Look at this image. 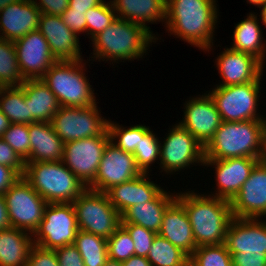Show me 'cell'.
<instances>
[{
    "label": "cell",
    "mask_w": 266,
    "mask_h": 266,
    "mask_svg": "<svg viewBox=\"0 0 266 266\" xmlns=\"http://www.w3.org/2000/svg\"><path fill=\"white\" fill-rule=\"evenodd\" d=\"M38 30L47 40L51 53L57 61L84 59L80 52L79 37L65 25L61 16L42 13Z\"/></svg>",
    "instance_id": "cell-21"
},
{
    "label": "cell",
    "mask_w": 266,
    "mask_h": 266,
    "mask_svg": "<svg viewBox=\"0 0 266 266\" xmlns=\"http://www.w3.org/2000/svg\"><path fill=\"white\" fill-rule=\"evenodd\" d=\"M215 58L221 82L214 86H231L263 81L264 65L254 56L225 48Z\"/></svg>",
    "instance_id": "cell-19"
},
{
    "label": "cell",
    "mask_w": 266,
    "mask_h": 266,
    "mask_svg": "<svg viewBox=\"0 0 266 266\" xmlns=\"http://www.w3.org/2000/svg\"><path fill=\"white\" fill-rule=\"evenodd\" d=\"M10 121L8 117L0 110V138L3 136L4 132L10 126Z\"/></svg>",
    "instance_id": "cell-52"
},
{
    "label": "cell",
    "mask_w": 266,
    "mask_h": 266,
    "mask_svg": "<svg viewBox=\"0 0 266 266\" xmlns=\"http://www.w3.org/2000/svg\"><path fill=\"white\" fill-rule=\"evenodd\" d=\"M230 203L234 218H266V159L255 165Z\"/></svg>",
    "instance_id": "cell-17"
},
{
    "label": "cell",
    "mask_w": 266,
    "mask_h": 266,
    "mask_svg": "<svg viewBox=\"0 0 266 266\" xmlns=\"http://www.w3.org/2000/svg\"><path fill=\"white\" fill-rule=\"evenodd\" d=\"M61 17L65 25L71 29L76 36L79 37L80 34L86 33V13H84V11L71 10L70 7H67Z\"/></svg>",
    "instance_id": "cell-44"
},
{
    "label": "cell",
    "mask_w": 266,
    "mask_h": 266,
    "mask_svg": "<svg viewBox=\"0 0 266 266\" xmlns=\"http://www.w3.org/2000/svg\"><path fill=\"white\" fill-rule=\"evenodd\" d=\"M176 200L185 208L197 247L220 245L232 221L230 201L196 193L195 190L178 192Z\"/></svg>",
    "instance_id": "cell-2"
},
{
    "label": "cell",
    "mask_w": 266,
    "mask_h": 266,
    "mask_svg": "<svg viewBox=\"0 0 266 266\" xmlns=\"http://www.w3.org/2000/svg\"><path fill=\"white\" fill-rule=\"evenodd\" d=\"M142 173L129 181L110 188L106 194L113 207L122 215L128 208L153 200L164 188Z\"/></svg>",
    "instance_id": "cell-23"
},
{
    "label": "cell",
    "mask_w": 266,
    "mask_h": 266,
    "mask_svg": "<svg viewBox=\"0 0 266 266\" xmlns=\"http://www.w3.org/2000/svg\"><path fill=\"white\" fill-rule=\"evenodd\" d=\"M185 102L183 120L178 123L205 147L222 123L220 114L207 92Z\"/></svg>",
    "instance_id": "cell-15"
},
{
    "label": "cell",
    "mask_w": 266,
    "mask_h": 266,
    "mask_svg": "<svg viewBox=\"0 0 266 266\" xmlns=\"http://www.w3.org/2000/svg\"><path fill=\"white\" fill-rule=\"evenodd\" d=\"M150 129L149 126L144 124L123 127L122 124L119 125V123L111 121L110 118L108 119L110 141L118 148L132 154L140 143V139H142Z\"/></svg>",
    "instance_id": "cell-35"
},
{
    "label": "cell",
    "mask_w": 266,
    "mask_h": 266,
    "mask_svg": "<svg viewBox=\"0 0 266 266\" xmlns=\"http://www.w3.org/2000/svg\"><path fill=\"white\" fill-rule=\"evenodd\" d=\"M142 174L132 153L125 152L109 141L103 151L95 180L87 187L106 193L110 188Z\"/></svg>",
    "instance_id": "cell-14"
},
{
    "label": "cell",
    "mask_w": 266,
    "mask_h": 266,
    "mask_svg": "<svg viewBox=\"0 0 266 266\" xmlns=\"http://www.w3.org/2000/svg\"><path fill=\"white\" fill-rule=\"evenodd\" d=\"M79 231L72 203H48L43 219L33 233V243L44 249L55 250L74 244Z\"/></svg>",
    "instance_id": "cell-9"
},
{
    "label": "cell",
    "mask_w": 266,
    "mask_h": 266,
    "mask_svg": "<svg viewBox=\"0 0 266 266\" xmlns=\"http://www.w3.org/2000/svg\"><path fill=\"white\" fill-rule=\"evenodd\" d=\"M158 234L180 248L189 257L197 248L185 208L177 200L166 209Z\"/></svg>",
    "instance_id": "cell-24"
},
{
    "label": "cell",
    "mask_w": 266,
    "mask_h": 266,
    "mask_svg": "<svg viewBox=\"0 0 266 266\" xmlns=\"http://www.w3.org/2000/svg\"><path fill=\"white\" fill-rule=\"evenodd\" d=\"M33 235L10 227L0 230V266H26Z\"/></svg>",
    "instance_id": "cell-30"
},
{
    "label": "cell",
    "mask_w": 266,
    "mask_h": 266,
    "mask_svg": "<svg viewBox=\"0 0 266 266\" xmlns=\"http://www.w3.org/2000/svg\"><path fill=\"white\" fill-rule=\"evenodd\" d=\"M14 45L19 69L25 80L41 79L57 61L39 30L29 32L16 40Z\"/></svg>",
    "instance_id": "cell-16"
},
{
    "label": "cell",
    "mask_w": 266,
    "mask_h": 266,
    "mask_svg": "<svg viewBox=\"0 0 266 266\" xmlns=\"http://www.w3.org/2000/svg\"><path fill=\"white\" fill-rule=\"evenodd\" d=\"M261 11H260V19L263 23L262 25H264V27H266V4L264 6H262L261 8H259Z\"/></svg>",
    "instance_id": "cell-53"
},
{
    "label": "cell",
    "mask_w": 266,
    "mask_h": 266,
    "mask_svg": "<svg viewBox=\"0 0 266 266\" xmlns=\"http://www.w3.org/2000/svg\"><path fill=\"white\" fill-rule=\"evenodd\" d=\"M257 17L254 12H251L247 14V18L234 26L230 48L254 56L265 66L266 41Z\"/></svg>",
    "instance_id": "cell-28"
},
{
    "label": "cell",
    "mask_w": 266,
    "mask_h": 266,
    "mask_svg": "<svg viewBox=\"0 0 266 266\" xmlns=\"http://www.w3.org/2000/svg\"><path fill=\"white\" fill-rule=\"evenodd\" d=\"M117 18L111 0L86 12V34L90 40L106 29ZM90 36V37H89Z\"/></svg>",
    "instance_id": "cell-38"
},
{
    "label": "cell",
    "mask_w": 266,
    "mask_h": 266,
    "mask_svg": "<svg viewBox=\"0 0 266 266\" xmlns=\"http://www.w3.org/2000/svg\"><path fill=\"white\" fill-rule=\"evenodd\" d=\"M217 0H167L164 27L169 35L204 52L214 50L213 41L219 12ZM212 49V50H211Z\"/></svg>",
    "instance_id": "cell-1"
},
{
    "label": "cell",
    "mask_w": 266,
    "mask_h": 266,
    "mask_svg": "<svg viewBox=\"0 0 266 266\" xmlns=\"http://www.w3.org/2000/svg\"><path fill=\"white\" fill-rule=\"evenodd\" d=\"M261 81L231 86H215L206 91L213 100L223 122L266 119L258 112ZM260 93V94H259Z\"/></svg>",
    "instance_id": "cell-7"
},
{
    "label": "cell",
    "mask_w": 266,
    "mask_h": 266,
    "mask_svg": "<svg viewBox=\"0 0 266 266\" xmlns=\"http://www.w3.org/2000/svg\"><path fill=\"white\" fill-rule=\"evenodd\" d=\"M160 142L159 137L151 129L140 139V143L137 145L133 155L137 168L141 173L149 174L152 171L151 166L154 165L153 163L158 161L157 164H159Z\"/></svg>",
    "instance_id": "cell-36"
},
{
    "label": "cell",
    "mask_w": 266,
    "mask_h": 266,
    "mask_svg": "<svg viewBox=\"0 0 266 266\" xmlns=\"http://www.w3.org/2000/svg\"><path fill=\"white\" fill-rule=\"evenodd\" d=\"M266 159V119L223 122L204 147V160Z\"/></svg>",
    "instance_id": "cell-4"
},
{
    "label": "cell",
    "mask_w": 266,
    "mask_h": 266,
    "mask_svg": "<svg viewBox=\"0 0 266 266\" xmlns=\"http://www.w3.org/2000/svg\"><path fill=\"white\" fill-rule=\"evenodd\" d=\"M26 266H59L55 250L33 245L29 252Z\"/></svg>",
    "instance_id": "cell-42"
},
{
    "label": "cell",
    "mask_w": 266,
    "mask_h": 266,
    "mask_svg": "<svg viewBox=\"0 0 266 266\" xmlns=\"http://www.w3.org/2000/svg\"><path fill=\"white\" fill-rule=\"evenodd\" d=\"M42 12L32 0H20L0 11V38L15 42L38 30Z\"/></svg>",
    "instance_id": "cell-22"
},
{
    "label": "cell",
    "mask_w": 266,
    "mask_h": 266,
    "mask_svg": "<svg viewBox=\"0 0 266 266\" xmlns=\"http://www.w3.org/2000/svg\"><path fill=\"white\" fill-rule=\"evenodd\" d=\"M20 177L13 168L0 165V194L4 195Z\"/></svg>",
    "instance_id": "cell-48"
},
{
    "label": "cell",
    "mask_w": 266,
    "mask_h": 266,
    "mask_svg": "<svg viewBox=\"0 0 266 266\" xmlns=\"http://www.w3.org/2000/svg\"><path fill=\"white\" fill-rule=\"evenodd\" d=\"M74 245L85 266H104L108 259L107 239L79 230Z\"/></svg>",
    "instance_id": "cell-32"
},
{
    "label": "cell",
    "mask_w": 266,
    "mask_h": 266,
    "mask_svg": "<svg viewBox=\"0 0 266 266\" xmlns=\"http://www.w3.org/2000/svg\"><path fill=\"white\" fill-rule=\"evenodd\" d=\"M26 161L30 154L29 124L11 123L1 137Z\"/></svg>",
    "instance_id": "cell-40"
},
{
    "label": "cell",
    "mask_w": 266,
    "mask_h": 266,
    "mask_svg": "<svg viewBox=\"0 0 266 266\" xmlns=\"http://www.w3.org/2000/svg\"><path fill=\"white\" fill-rule=\"evenodd\" d=\"M152 266H189L190 257L157 234L147 255Z\"/></svg>",
    "instance_id": "cell-33"
},
{
    "label": "cell",
    "mask_w": 266,
    "mask_h": 266,
    "mask_svg": "<svg viewBox=\"0 0 266 266\" xmlns=\"http://www.w3.org/2000/svg\"><path fill=\"white\" fill-rule=\"evenodd\" d=\"M260 160L251 157L204 160L203 166H213L217 188L210 196L232 201L243 183L249 178L252 169Z\"/></svg>",
    "instance_id": "cell-18"
},
{
    "label": "cell",
    "mask_w": 266,
    "mask_h": 266,
    "mask_svg": "<svg viewBox=\"0 0 266 266\" xmlns=\"http://www.w3.org/2000/svg\"><path fill=\"white\" fill-rule=\"evenodd\" d=\"M104 266H122V262L108 258Z\"/></svg>",
    "instance_id": "cell-56"
},
{
    "label": "cell",
    "mask_w": 266,
    "mask_h": 266,
    "mask_svg": "<svg viewBox=\"0 0 266 266\" xmlns=\"http://www.w3.org/2000/svg\"><path fill=\"white\" fill-rule=\"evenodd\" d=\"M42 13L61 16L68 7L69 0H32Z\"/></svg>",
    "instance_id": "cell-46"
},
{
    "label": "cell",
    "mask_w": 266,
    "mask_h": 266,
    "mask_svg": "<svg viewBox=\"0 0 266 266\" xmlns=\"http://www.w3.org/2000/svg\"><path fill=\"white\" fill-rule=\"evenodd\" d=\"M122 266H152L146 257L133 255L126 261L122 262Z\"/></svg>",
    "instance_id": "cell-51"
},
{
    "label": "cell",
    "mask_w": 266,
    "mask_h": 266,
    "mask_svg": "<svg viewBox=\"0 0 266 266\" xmlns=\"http://www.w3.org/2000/svg\"><path fill=\"white\" fill-rule=\"evenodd\" d=\"M246 2L257 6V8H261L266 4V0H247Z\"/></svg>",
    "instance_id": "cell-54"
},
{
    "label": "cell",
    "mask_w": 266,
    "mask_h": 266,
    "mask_svg": "<svg viewBox=\"0 0 266 266\" xmlns=\"http://www.w3.org/2000/svg\"><path fill=\"white\" fill-rule=\"evenodd\" d=\"M72 204L81 231L108 239L121 225V214L104 192L86 188Z\"/></svg>",
    "instance_id": "cell-8"
},
{
    "label": "cell",
    "mask_w": 266,
    "mask_h": 266,
    "mask_svg": "<svg viewBox=\"0 0 266 266\" xmlns=\"http://www.w3.org/2000/svg\"><path fill=\"white\" fill-rule=\"evenodd\" d=\"M99 108L97 103L91 107L60 106L51 124L64 143L100 136L108 129V120Z\"/></svg>",
    "instance_id": "cell-11"
},
{
    "label": "cell",
    "mask_w": 266,
    "mask_h": 266,
    "mask_svg": "<svg viewBox=\"0 0 266 266\" xmlns=\"http://www.w3.org/2000/svg\"><path fill=\"white\" fill-rule=\"evenodd\" d=\"M117 18L139 23L152 33L148 23L166 22L167 0H111Z\"/></svg>",
    "instance_id": "cell-27"
},
{
    "label": "cell",
    "mask_w": 266,
    "mask_h": 266,
    "mask_svg": "<svg viewBox=\"0 0 266 266\" xmlns=\"http://www.w3.org/2000/svg\"><path fill=\"white\" fill-rule=\"evenodd\" d=\"M30 154L25 163L61 162L64 142L56 134L51 122L29 124Z\"/></svg>",
    "instance_id": "cell-25"
},
{
    "label": "cell",
    "mask_w": 266,
    "mask_h": 266,
    "mask_svg": "<svg viewBox=\"0 0 266 266\" xmlns=\"http://www.w3.org/2000/svg\"><path fill=\"white\" fill-rule=\"evenodd\" d=\"M177 193L163 189L153 200L128 208L122 215L121 224H136L159 233L166 209L176 200Z\"/></svg>",
    "instance_id": "cell-26"
},
{
    "label": "cell",
    "mask_w": 266,
    "mask_h": 266,
    "mask_svg": "<svg viewBox=\"0 0 266 266\" xmlns=\"http://www.w3.org/2000/svg\"><path fill=\"white\" fill-rule=\"evenodd\" d=\"M23 177L47 203H72L87 188L62 161L26 163Z\"/></svg>",
    "instance_id": "cell-6"
},
{
    "label": "cell",
    "mask_w": 266,
    "mask_h": 266,
    "mask_svg": "<svg viewBox=\"0 0 266 266\" xmlns=\"http://www.w3.org/2000/svg\"><path fill=\"white\" fill-rule=\"evenodd\" d=\"M109 141L107 129L100 136L66 142L62 162L88 187L95 180L103 151Z\"/></svg>",
    "instance_id": "cell-13"
},
{
    "label": "cell",
    "mask_w": 266,
    "mask_h": 266,
    "mask_svg": "<svg viewBox=\"0 0 266 266\" xmlns=\"http://www.w3.org/2000/svg\"><path fill=\"white\" fill-rule=\"evenodd\" d=\"M130 234L134 243L135 255L146 257L157 235L155 232L136 224H121Z\"/></svg>",
    "instance_id": "cell-41"
},
{
    "label": "cell",
    "mask_w": 266,
    "mask_h": 266,
    "mask_svg": "<svg viewBox=\"0 0 266 266\" xmlns=\"http://www.w3.org/2000/svg\"><path fill=\"white\" fill-rule=\"evenodd\" d=\"M108 258L124 262L135 255L134 243L128 231L120 225L107 239Z\"/></svg>",
    "instance_id": "cell-39"
},
{
    "label": "cell",
    "mask_w": 266,
    "mask_h": 266,
    "mask_svg": "<svg viewBox=\"0 0 266 266\" xmlns=\"http://www.w3.org/2000/svg\"><path fill=\"white\" fill-rule=\"evenodd\" d=\"M0 110L8 117L10 123L31 124L37 121L29 114L21 86L0 88Z\"/></svg>",
    "instance_id": "cell-31"
},
{
    "label": "cell",
    "mask_w": 266,
    "mask_h": 266,
    "mask_svg": "<svg viewBox=\"0 0 266 266\" xmlns=\"http://www.w3.org/2000/svg\"><path fill=\"white\" fill-rule=\"evenodd\" d=\"M24 81L17 62L14 42L0 38V86H20Z\"/></svg>",
    "instance_id": "cell-34"
},
{
    "label": "cell",
    "mask_w": 266,
    "mask_h": 266,
    "mask_svg": "<svg viewBox=\"0 0 266 266\" xmlns=\"http://www.w3.org/2000/svg\"><path fill=\"white\" fill-rule=\"evenodd\" d=\"M224 244L230 253L266 254V220L233 218Z\"/></svg>",
    "instance_id": "cell-20"
},
{
    "label": "cell",
    "mask_w": 266,
    "mask_h": 266,
    "mask_svg": "<svg viewBox=\"0 0 266 266\" xmlns=\"http://www.w3.org/2000/svg\"><path fill=\"white\" fill-rule=\"evenodd\" d=\"M105 0H69L68 7L71 10L84 11L86 13L90 8L102 4Z\"/></svg>",
    "instance_id": "cell-49"
},
{
    "label": "cell",
    "mask_w": 266,
    "mask_h": 266,
    "mask_svg": "<svg viewBox=\"0 0 266 266\" xmlns=\"http://www.w3.org/2000/svg\"><path fill=\"white\" fill-rule=\"evenodd\" d=\"M20 0H0V11L4 9L7 5L13 4Z\"/></svg>",
    "instance_id": "cell-55"
},
{
    "label": "cell",
    "mask_w": 266,
    "mask_h": 266,
    "mask_svg": "<svg viewBox=\"0 0 266 266\" xmlns=\"http://www.w3.org/2000/svg\"><path fill=\"white\" fill-rule=\"evenodd\" d=\"M11 227L33 233L43 219L48 204L21 176L5 193Z\"/></svg>",
    "instance_id": "cell-12"
},
{
    "label": "cell",
    "mask_w": 266,
    "mask_h": 266,
    "mask_svg": "<svg viewBox=\"0 0 266 266\" xmlns=\"http://www.w3.org/2000/svg\"><path fill=\"white\" fill-rule=\"evenodd\" d=\"M0 165L13 168L20 176L25 173V161L2 138H0Z\"/></svg>",
    "instance_id": "cell-43"
},
{
    "label": "cell",
    "mask_w": 266,
    "mask_h": 266,
    "mask_svg": "<svg viewBox=\"0 0 266 266\" xmlns=\"http://www.w3.org/2000/svg\"><path fill=\"white\" fill-rule=\"evenodd\" d=\"M160 142V172L175 174L196 163L203 166L204 147L184 127L176 123ZM163 143V144H162Z\"/></svg>",
    "instance_id": "cell-10"
},
{
    "label": "cell",
    "mask_w": 266,
    "mask_h": 266,
    "mask_svg": "<svg viewBox=\"0 0 266 266\" xmlns=\"http://www.w3.org/2000/svg\"><path fill=\"white\" fill-rule=\"evenodd\" d=\"M11 227L8 209L4 195L0 194V230L8 229Z\"/></svg>",
    "instance_id": "cell-50"
},
{
    "label": "cell",
    "mask_w": 266,
    "mask_h": 266,
    "mask_svg": "<svg viewBox=\"0 0 266 266\" xmlns=\"http://www.w3.org/2000/svg\"><path fill=\"white\" fill-rule=\"evenodd\" d=\"M84 61V62H83ZM86 60L56 61L41 80L57 98L60 106L91 107L96 99L92 85L86 76Z\"/></svg>",
    "instance_id": "cell-5"
},
{
    "label": "cell",
    "mask_w": 266,
    "mask_h": 266,
    "mask_svg": "<svg viewBox=\"0 0 266 266\" xmlns=\"http://www.w3.org/2000/svg\"><path fill=\"white\" fill-rule=\"evenodd\" d=\"M190 266H233L232 256L225 244L202 245L195 249L189 259Z\"/></svg>",
    "instance_id": "cell-37"
},
{
    "label": "cell",
    "mask_w": 266,
    "mask_h": 266,
    "mask_svg": "<svg viewBox=\"0 0 266 266\" xmlns=\"http://www.w3.org/2000/svg\"><path fill=\"white\" fill-rule=\"evenodd\" d=\"M59 266H85L83 259L74 244L55 249Z\"/></svg>",
    "instance_id": "cell-45"
},
{
    "label": "cell",
    "mask_w": 266,
    "mask_h": 266,
    "mask_svg": "<svg viewBox=\"0 0 266 266\" xmlns=\"http://www.w3.org/2000/svg\"><path fill=\"white\" fill-rule=\"evenodd\" d=\"M25 94L29 114L37 122H51L60 104L48 86L41 79H28L20 85Z\"/></svg>",
    "instance_id": "cell-29"
},
{
    "label": "cell",
    "mask_w": 266,
    "mask_h": 266,
    "mask_svg": "<svg viewBox=\"0 0 266 266\" xmlns=\"http://www.w3.org/2000/svg\"><path fill=\"white\" fill-rule=\"evenodd\" d=\"M159 39V36L139 23L116 18L110 26L91 40L93 56H90L88 61L108 62L110 60L113 61L112 64H119L125 60L143 59L144 54L145 56L148 54L149 46Z\"/></svg>",
    "instance_id": "cell-3"
},
{
    "label": "cell",
    "mask_w": 266,
    "mask_h": 266,
    "mask_svg": "<svg viewBox=\"0 0 266 266\" xmlns=\"http://www.w3.org/2000/svg\"><path fill=\"white\" fill-rule=\"evenodd\" d=\"M233 266H266V254L230 253Z\"/></svg>",
    "instance_id": "cell-47"
}]
</instances>
